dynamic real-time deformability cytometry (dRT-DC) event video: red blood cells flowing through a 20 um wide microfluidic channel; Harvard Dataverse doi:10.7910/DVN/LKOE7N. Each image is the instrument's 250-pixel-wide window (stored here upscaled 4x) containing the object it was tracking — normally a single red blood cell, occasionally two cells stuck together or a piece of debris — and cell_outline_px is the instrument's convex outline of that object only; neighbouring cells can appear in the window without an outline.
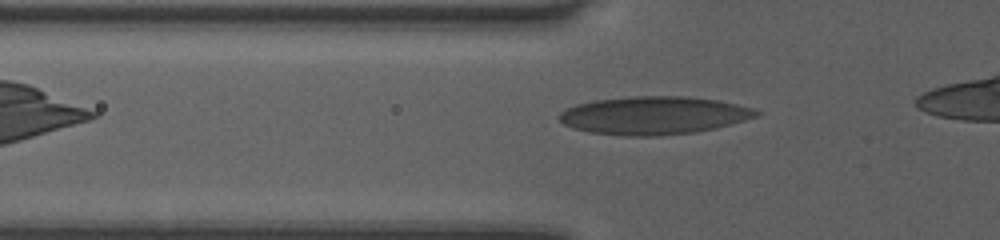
{"species": "human", "species_latin": "Homo sapiens", "temperature_condition": "room temperature", "stored_images_in_passage": 3, "camera_frame_rate_fps": 3000, "um_per_image_px": 0.085, "donor": {"sex": "female"}, "frame": {"image": 1, "passage_image": 3, "time_ms": 0.667, "image_size_px": [1000, 240], "cell_outline_px": [[764, 112], [760, 116], [716, 128], [696, 132], [656, 136], [624, 136], [588, 132], [572, 128], [564, 124], [556, 116], [560, 112], [576, 104], [596, 100], [636, 96], [688, 96], [716, 100], [756, 108]], "centroid_in_image_um": [55.61, 9.81], "position_along_channel_um": 70.2, "area_um2": 43.99}}